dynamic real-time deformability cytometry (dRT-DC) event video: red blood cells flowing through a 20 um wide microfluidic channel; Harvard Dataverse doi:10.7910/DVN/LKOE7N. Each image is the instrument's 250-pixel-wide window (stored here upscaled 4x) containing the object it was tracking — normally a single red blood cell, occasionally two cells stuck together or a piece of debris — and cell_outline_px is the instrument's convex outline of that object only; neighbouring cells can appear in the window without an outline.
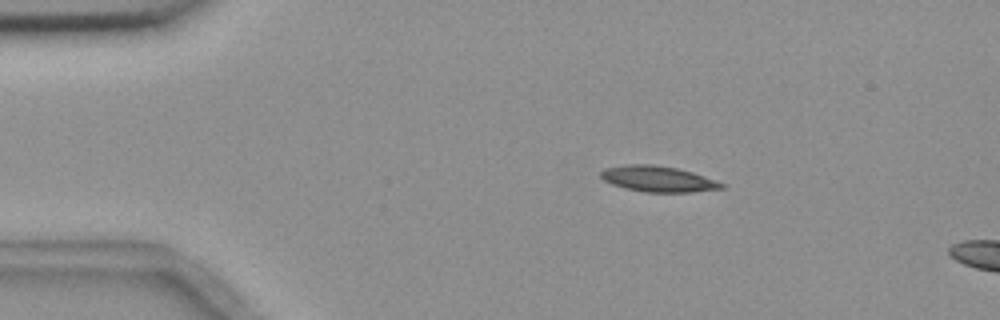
{"species": "common noctule bat (a hibernating species)", "species_latin": "Nyctalus noctula", "temperature_condition": "room temperature", "stored_images_in_passage": 3, "camera_frame_rate_fps": 3000, "um_per_image_px": 0.085, "animal": {"sex": "female", "body_mass_g": 18.4}, "frame": {"image": 1, "passage_image": 2, "time_ms": 1.333, "image_size_px": [1000, 320], "cell_outline_px": [[724, 188], [692, 192], [644, 192], [624, 188], [612, 184], [604, 180], [600, 176], [600, 172], [604, 168], [624, 164], [656, 164], [676, 168], [692, 172], [716, 180], [724, 184]], "centroid_in_image_um": [55.9, 15.2], "position_along_channel_um": 29.1, "area_um2": 18.26}}